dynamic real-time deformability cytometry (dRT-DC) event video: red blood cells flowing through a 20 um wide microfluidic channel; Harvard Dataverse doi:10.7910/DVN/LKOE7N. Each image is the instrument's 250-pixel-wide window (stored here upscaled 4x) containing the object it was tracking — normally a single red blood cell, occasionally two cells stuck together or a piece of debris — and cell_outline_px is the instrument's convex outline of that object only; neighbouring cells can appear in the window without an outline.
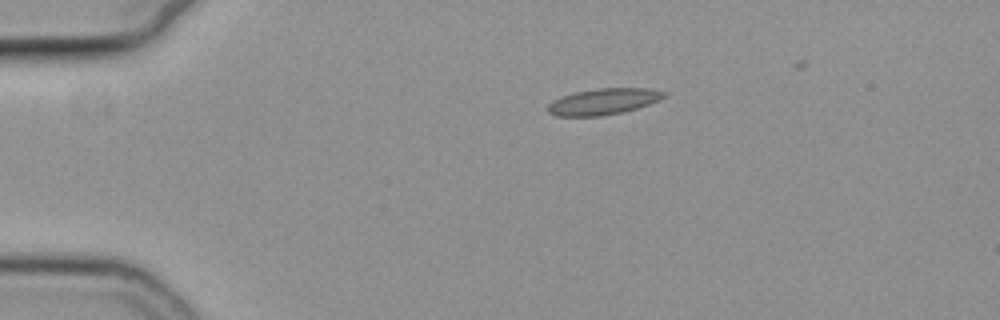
{"species": "common noctule bat (a hibernating species)", "species_latin": "Nyctalus noctula", "temperature_condition": "cold", "stored_images_in_passage": 43, "camera_frame_rate_fps": 3000, "um_per_image_px": 0.085, "animal": {"sex": "female", "body_mass_g": 19.3, "forearm_length_mm": 54.1}, "frame": {"image": 1, "passage_image": 1, "time_ms": 0.0, "image_size_px": [1000, 320], "cell_outline_px": [[668, 96], [660, 100], [636, 108], [620, 112], [600, 116], [556, 116], [548, 112], [548, 104], [552, 100], [576, 92], [600, 88], [652, 88], [668, 92]], "centroid_in_image_um": [51.34, 8.62], "position_along_channel_um": 33.7, "area_um2": 17.69}}
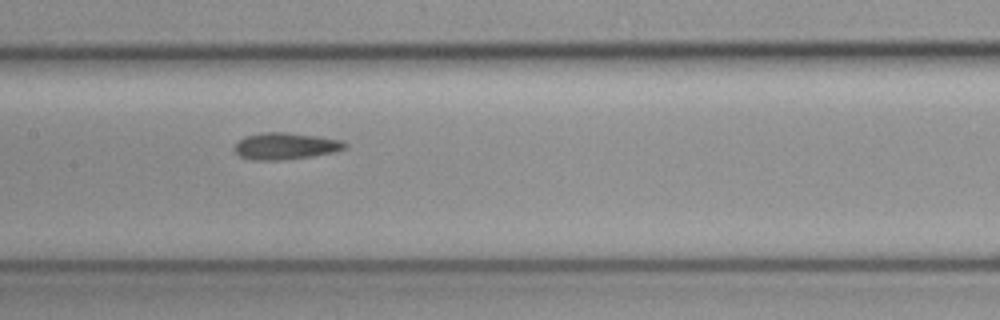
{"frame": {"image": 2, "passage_image": 17, "time_ms": 5.333, "image_size_px": [1000, 320], "cell_outline_px": [[348, 148], [336, 152], [312, 156], [276, 160], [252, 160], [240, 156], [236, 152], [236, 140], [244, 136], [260, 132], [288, 132], [344, 140], [348, 144]], "centroid_in_image_um": [24.3, 12.4], "position_along_channel_um": 183.1, "area_um2": 17.4}}
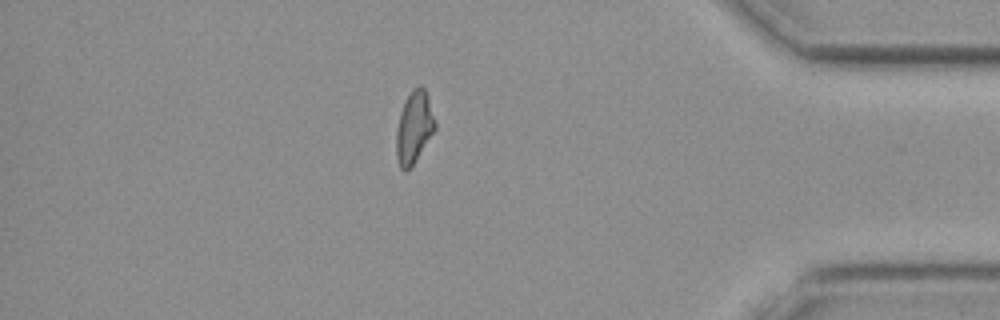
{"frame": {"image": 3, "passage_image": 37, "time_ms": 12.0, "image_size_px": [1000, 320], "cell_outline_px": [[436, 128], [412, 164], [404, 172], [400, 168], [396, 156], [396, 132], [400, 112], [412, 88], [420, 84], [424, 88], [428, 96], [436, 124]], "centroid_in_image_um": [35.19, 10.79], "position_along_channel_um": 400.0, "area_um2": 15.95}, "authors_computed_cell_mechanics": {"area_um2": 16.4152, "velocity_mm_per_s": 3.7944, "shape_relaxation_time_tau1_ms": null, "shape_relaxation_time_tau2_ms": 5.763, "deformation_change_tau1": null, "deformation_change_tau2": 0.1254}}